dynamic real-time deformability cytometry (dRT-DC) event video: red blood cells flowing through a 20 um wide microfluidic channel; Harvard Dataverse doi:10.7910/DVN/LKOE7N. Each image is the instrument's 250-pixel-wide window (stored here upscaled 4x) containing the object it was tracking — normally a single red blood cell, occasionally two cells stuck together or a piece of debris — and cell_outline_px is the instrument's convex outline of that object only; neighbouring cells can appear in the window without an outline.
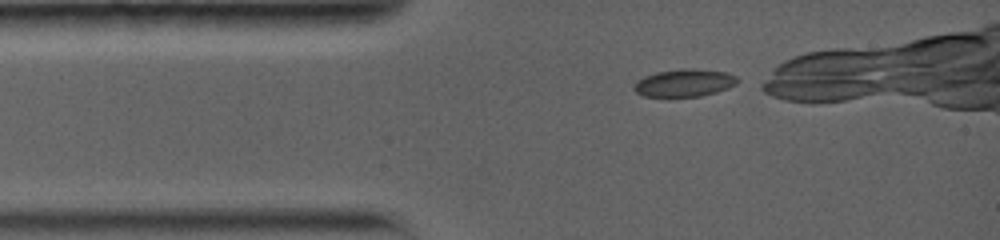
{"species": "common noctule bat (a hibernating species)", "species_latin": "Nyctalus noctula", "temperature_condition": "warm", "stored_images_in_passage": 16, "camera_frame_rate_fps": 5000, "um_per_image_px": 0.085, "animal": {"sex": "female", "body_mass_g": 19.0, "forearm_length_mm": 56.7}, "frame": {"image": 1, "passage_image": 1, "time_ms": 0.0, "image_size_px": [1000, 240], "cell_outline_px": [[740, 80], [736, 84], [728, 88], [716, 92], [700, 96], [668, 100], [644, 96], [636, 92], [632, 88], [636, 80], [644, 76], [656, 72], [684, 68], [692, 68], [728, 72], [736, 76]], "centroid_in_image_um": [58.12, 7.09], "position_along_channel_um": 26.9, "area_um2": 17.51}}
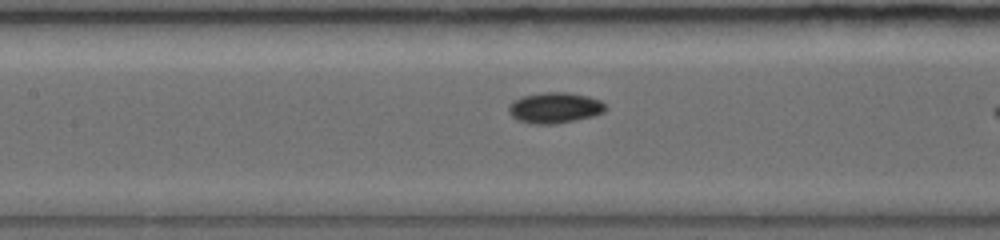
{"frame": {"image": 2, "passage_image": 7, "time_ms": 4.0, "image_size_px": [1000, 240], "cell_outline_px": [[608, 108], [604, 112], [592, 116], [556, 124], [532, 124], [516, 120], [508, 112], [508, 108], [516, 100], [524, 96], [544, 92], [568, 92], [588, 96], [600, 100]], "centroid_in_image_um": [47.17, 9.17], "position_along_channel_um": 160.2, "area_um2": 17.28}}